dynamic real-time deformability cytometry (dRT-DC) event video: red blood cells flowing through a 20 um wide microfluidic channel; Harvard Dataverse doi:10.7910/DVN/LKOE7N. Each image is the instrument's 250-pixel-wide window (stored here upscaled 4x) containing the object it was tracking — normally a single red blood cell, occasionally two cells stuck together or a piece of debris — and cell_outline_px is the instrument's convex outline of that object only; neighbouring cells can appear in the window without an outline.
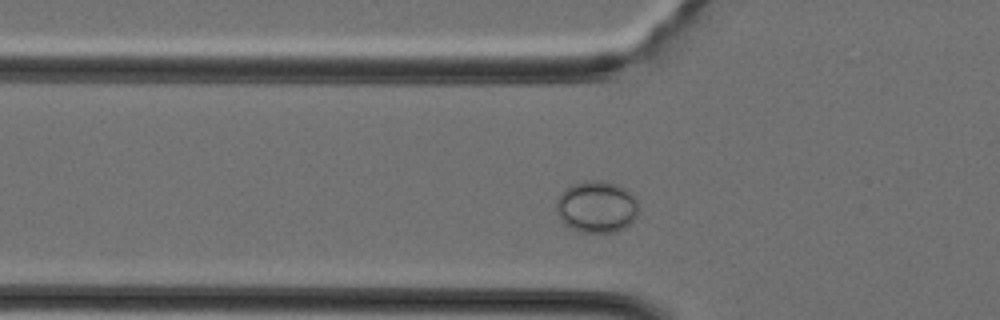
{"species": "Egyptian fruit bat (a non-hibernating species)", "species_latin": "Rousettus aegyptiacus", "temperature_condition": "cold", "stored_images_in_passage": 35, "camera_frame_rate_fps": 3000, "um_per_image_px": 0.085, "animal": {"sex": "female"}, "frame": {"image": 1, "passage_image": 7, "time_ms": 2.0, "image_size_px": [1000, 320], "cell_outline_px": [[636, 216], [624, 228], [616, 232], [580, 232], [572, 228], [560, 220], [556, 212], [556, 200], [560, 192], [564, 188], [572, 184], [584, 180], [600, 180], [616, 184], [624, 188], [636, 200]], "centroid_in_image_um": [50.64, 17.57], "position_along_channel_um": 75.2, "area_um2": 24.74}}
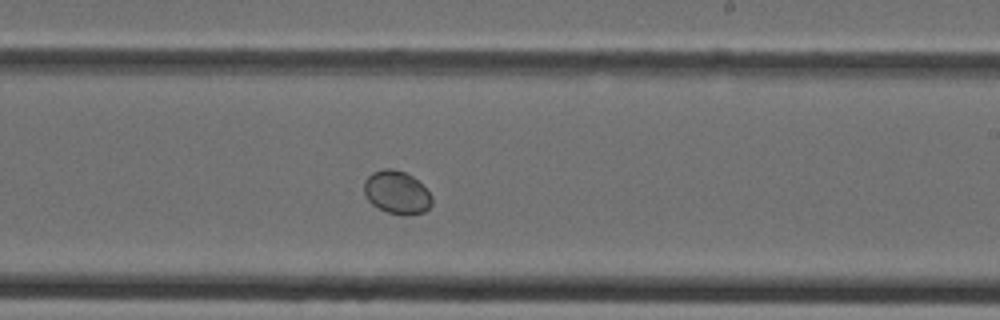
{"frame": {"image": 2, "passage_image": 18, "time_ms": 5.667, "image_size_px": [1000, 320], "cell_outline_px": [[432, 204], [424, 212], [404, 216], [388, 212], [372, 204], [368, 200], [364, 192], [364, 180], [372, 172], [384, 168], [392, 168], [404, 172], [412, 176], [432, 196]], "centroid_in_image_um": [33.71, 16.35], "position_along_channel_um": 255.3, "area_um2": 16.94}}
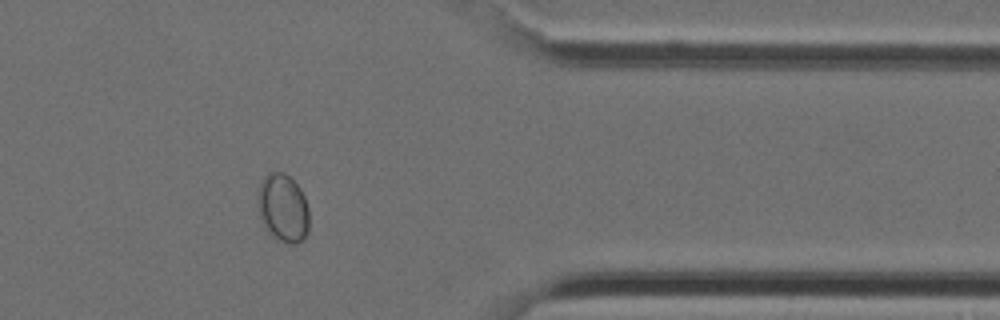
{"frame": {"image": 3, "passage_image": 27, "time_ms": 8.667, "image_size_px": [1000, 320], "cell_outline_px": [[308, 232], [304, 240], [296, 244], [292, 244], [276, 240], [264, 228], [256, 204], [256, 196], [260, 184], [264, 176], [268, 172], [284, 172], [300, 188], [304, 196], [308, 208]], "centroid_in_image_um": [24.03, 17.7], "position_along_channel_um": 387.4, "area_um2": 20.81}}